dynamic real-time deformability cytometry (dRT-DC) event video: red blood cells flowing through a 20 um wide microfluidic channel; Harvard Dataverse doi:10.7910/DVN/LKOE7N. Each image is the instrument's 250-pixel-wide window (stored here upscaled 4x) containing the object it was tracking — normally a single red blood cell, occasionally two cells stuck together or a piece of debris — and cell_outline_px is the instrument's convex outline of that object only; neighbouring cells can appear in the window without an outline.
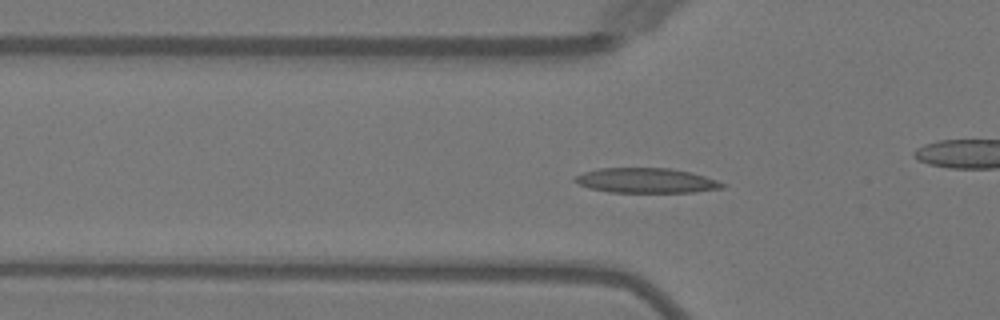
{"species": "Egyptian fruit bat (a non-hibernating species)", "species_latin": "Rousettus aegyptiacus", "temperature_condition": "warm", "stored_images_in_passage": 52, "camera_frame_rate_fps": 3000, "um_per_image_px": 0.085, "animal": {"sex": "female"}, "frame": {"image": 1, "passage_image": 17, "time_ms": 5.333, "image_size_px": [1000, 320], "cell_outline_px": [[728, 184], [724, 188], [696, 192], [608, 192], [588, 188], [572, 180], [576, 176], [584, 172], [596, 168], [668, 168], [692, 172]], "centroid_in_image_um": [54.94, 15.34], "position_along_channel_um": 70.9, "area_um2": 21.5}}
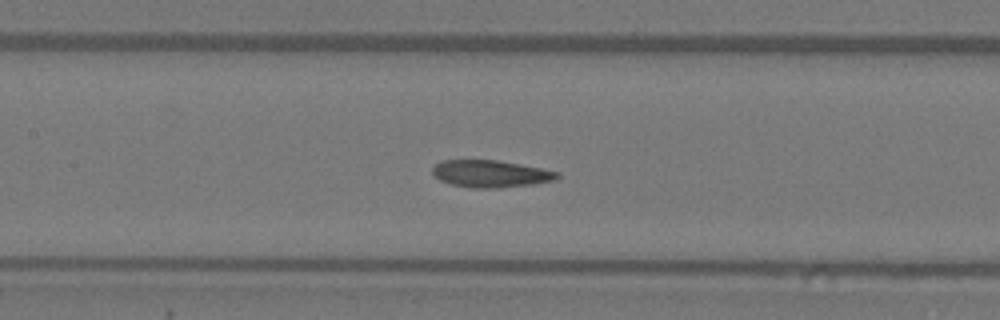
{"frame": {"image": 2, "passage_image": 24, "time_ms": 7.667, "image_size_px": [1000, 320], "cell_outline_px": [[560, 176], [552, 180], [532, 184], [496, 188], [472, 188], [452, 184], [440, 180], [432, 172], [432, 168], [440, 160], [496, 160], [540, 168], [560, 172]], "centroid_in_image_um": [41.67, 14.76], "position_along_channel_um": 165.7, "area_um2": 19.48}}
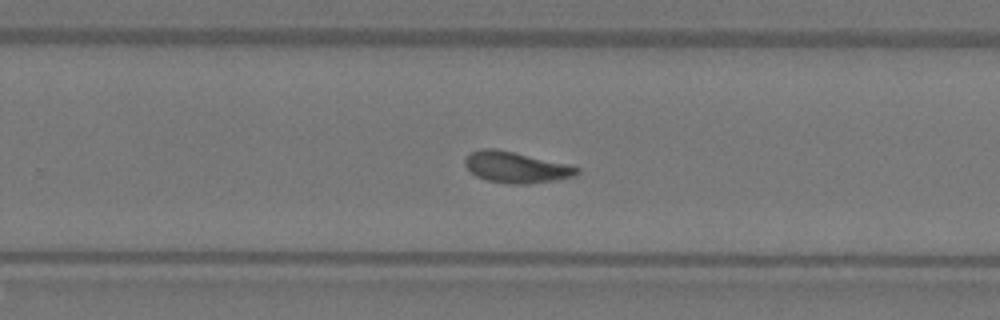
{"frame": {"image": 3, "passage_image": 33, "time_ms": 10.667, "image_size_px": [1000, 320], "cell_outline_px": [[580, 172], [576, 176], [556, 180], [528, 184], [508, 184], [488, 180], [476, 176], [464, 164], [464, 160], [472, 152], [480, 148], [496, 148], [572, 164], [580, 168]], "centroid_in_image_um": [43.93, 14.21], "position_along_channel_um": 285.9, "area_um2": 20.58}, "authors_computed_cell_mechanics": {"area_um2": 20.0566, "velocity_mm_per_s": 4.0359, "shape_relaxation_time_tau1_ms": 5.4565, "shape_relaxation_time_tau2_ms": 1.3478, "deformation_change_tau1": 0.1838, "deformation_change_tau2": 0.0684}}